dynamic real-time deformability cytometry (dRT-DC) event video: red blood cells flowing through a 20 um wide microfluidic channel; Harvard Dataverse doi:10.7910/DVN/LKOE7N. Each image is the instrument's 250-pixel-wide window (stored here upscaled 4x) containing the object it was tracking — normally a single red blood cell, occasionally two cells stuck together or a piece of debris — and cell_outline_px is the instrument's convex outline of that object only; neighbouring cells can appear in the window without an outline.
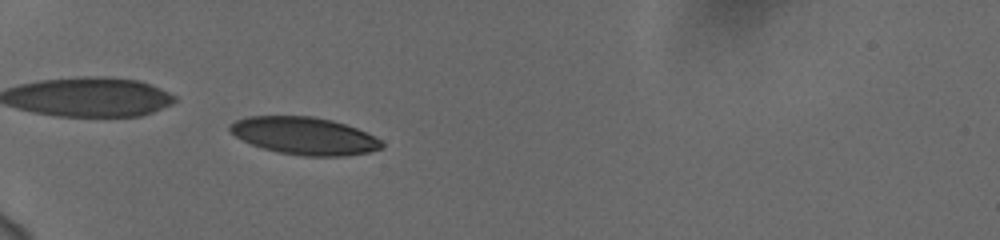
{"species": "human", "species_latin": "Homo sapiens", "temperature_condition": "cold", "stored_images_in_passage": 58, "camera_frame_rate_fps": 3000, "um_per_image_px": 0.085, "donor": {"sex": "female"}, "frame": {"image": 1, "passage_image": 21, "time_ms": 6.667, "image_size_px": [1000, 240], "cell_outline_px": [[384, 148], [368, 152], [344, 156], [304, 156], [280, 152], [264, 148], [252, 144], [228, 132], [228, 124], [236, 120], [248, 116], [312, 116], [332, 120], [356, 128], [380, 140], [384, 144]], "centroid_in_image_um": [25.84, 11.54], "position_along_channel_um": 59.2, "area_um2": 32.95}}
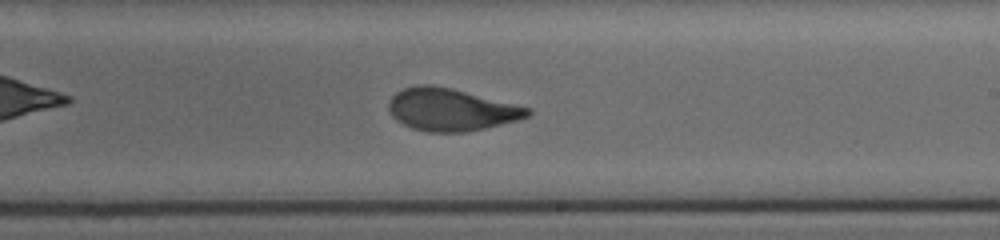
{"frame": {"image": 2, "passage_image": 38, "time_ms": 12.333, "image_size_px": [1000, 240], "cell_outline_px": [[532, 112], [528, 116], [516, 120], [484, 128], [464, 132], [428, 132], [412, 128], [396, 120], [392, 116], [388, 108], [388, 100], [396, 92], [404, 88], [416, 84], [432, 84], [532, 108]], "centroid_in_image_um": [38.29, 9.31], "position_along_channel_um": 250.7, "area_um2": 34.04}}
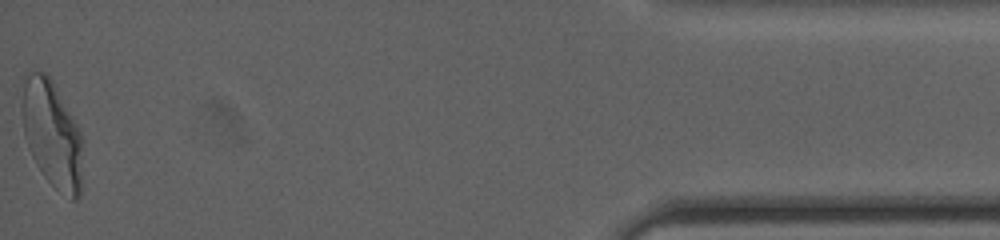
{"frame": {"image": 3, "passage_image": 58, "time_ms": 19.0, "image_size_px": [1000, 240], "cell_outline_px": [[80, 196], [76, 200], [72, 200], [56, 188], [44, 176], [36, 164], [28, 148], [24, 136], [20, 104], [24, 76], [28, 72], [44, 72], [52, 80], [80, 128]], "centroid_in_image_um": [4.37, 11.34], "position_along_channel_um": 430.8, "area_um2": 37.63}, "authors_computed_cell_mechanics": {"area_um2": 34.0731, "velocity_mm_per_s": 3.7536, "shape_relaxation_time_tau1_ms": 4.775, "shape_relaxation_time_tau2_ms": 0.8548, "deformation_change_tau1": 0.1845, "deformation_change_tau2": 0.0747}}